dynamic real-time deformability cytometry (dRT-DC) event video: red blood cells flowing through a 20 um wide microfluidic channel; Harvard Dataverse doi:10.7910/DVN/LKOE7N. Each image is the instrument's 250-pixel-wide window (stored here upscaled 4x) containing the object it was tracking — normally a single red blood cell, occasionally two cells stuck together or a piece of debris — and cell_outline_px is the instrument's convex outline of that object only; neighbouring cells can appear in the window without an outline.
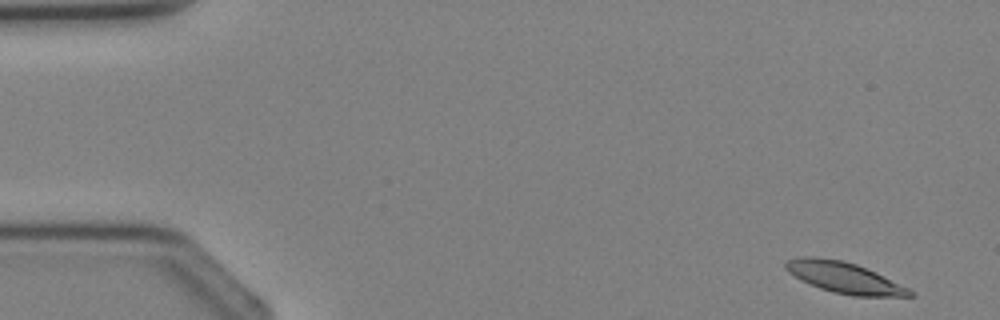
{"species": "Egyptian fruit bat (a non-hibernating species)", "species_latin": "Rousettus aegyptiacus", "temperature_condition": "cold", "stored_images_in_passage": 3, "camera_frame_rate_fps": 3000, "um_per_image_px": 0.085, "animal": {"sex": "female"}, "frame": {"image": 1, "passage_image": 1, "time_ms": 0.0, "image_size_px": [1000, 320], "cell_outline_px": [[916, 296], [852, 296], [832, 292], [820, 288], [788, 272], [784, 268], [784, 260], [800, 256], [816, 256], [844, 260], [856, 264], [908, 288]], "centroid_in_image_um": [71.69, 23.57], "position_along_channel_um": 13.3, "area_um2": 22.14}}
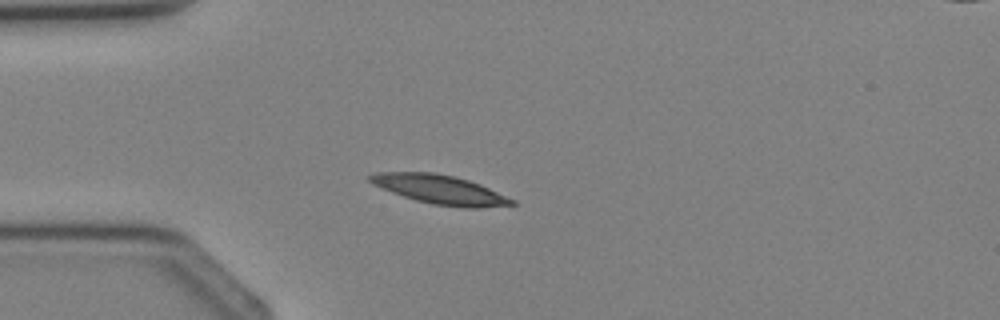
{"frame": {"image": 2, "passage_image": 3, "time_ms": 2.667, "image_size_px": [1000, 320], "cell_outline_px": [[516, 204], [480, 208], [464, 208], [432, 204], [416, 200], [392, 192], [372, 184], [368, 180], [368, 176], [376, 172], [436, 172], [468, 180], [480, 184], [516, 200]], "centroid_in_image_um": [37.41, 16.11], "position_along_channel_um": 47.6, "area_um2": 23.99}}